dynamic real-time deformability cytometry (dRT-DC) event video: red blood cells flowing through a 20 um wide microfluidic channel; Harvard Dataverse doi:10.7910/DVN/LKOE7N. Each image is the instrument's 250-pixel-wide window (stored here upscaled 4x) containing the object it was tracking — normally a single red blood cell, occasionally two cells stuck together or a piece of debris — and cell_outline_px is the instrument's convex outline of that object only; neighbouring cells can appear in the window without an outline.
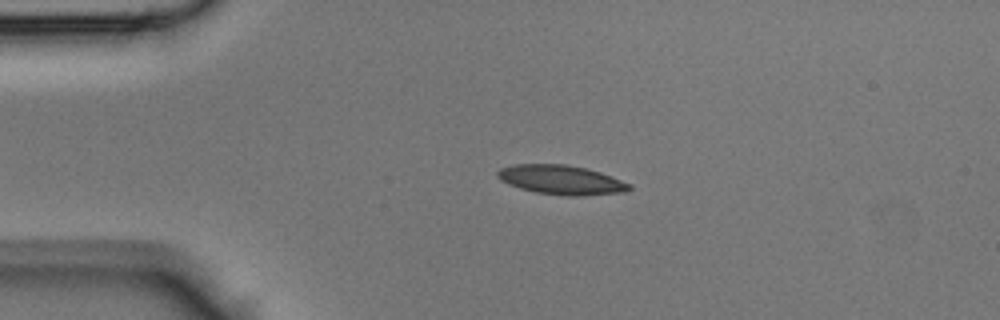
{"species": "Egyptian fruit bat (a non-hibernating species)", "species_latin": "Rousettus aegyptiacus", "temperature_condition": "room temperature", "stored_images_in_passage": 40, "camera_frame_rate_fps": 3000, "um_per_image_px": 0.085, "animal": {"sex": "male"}, "frame": {"image": 1, "passage_image": 10, "time_ms": 3.0, "image_size_px": [1000, 320], "cell_outline_px": [[632, 188], [624, 192], [584, 196], [568, 196], [536, 192], [520, 188], [508, 184], [500, 180], [496, 176], [496, 172], [500, 168], [516, 164], [564, 164], [588, 168], [612, 176], [632, 184]], "centroid_in_image_um": [47.72, 15.29], "position_along_channel_um": 37.3, "area_um2": 22.72}}
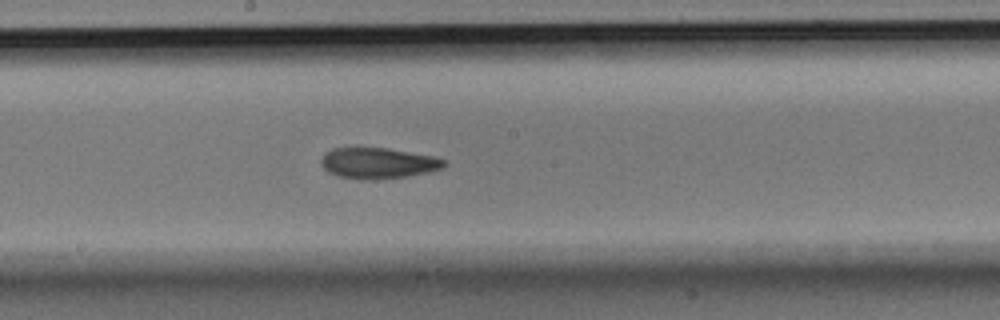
{"frame": {"image": 2, "passage_image": 24, "time_ms": 7.667, "image_size_px": [1000, 320], "cell_outline_px": [[448, 164], [444, 168], [428, 172], [408, 176], [336, 176], [328, 172], [320, 164], [320, 160], [324, 152], [332, 148], [388, 148], [432, 156], [448, 160]], "centroid_in_image_um": [32.17, 13.8], "position_along_channel_um": 216.0, "area_um2": 21.27}}
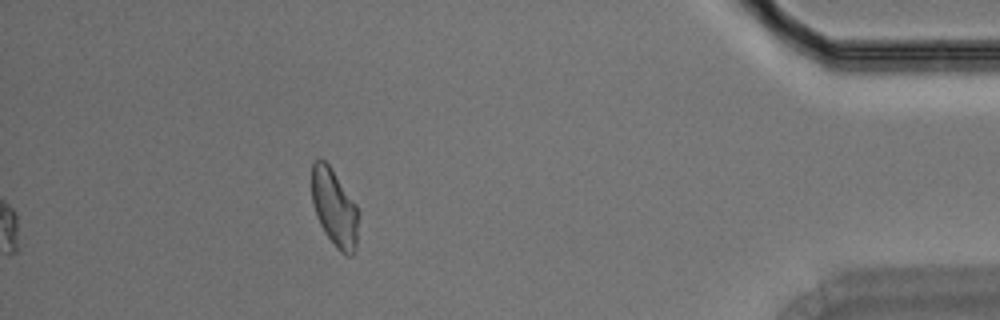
{"frame": {"image": 3, "passage_image": 40, "time_ms": 13.0, "image_size_px": [1000, 320], "cell_outline_px": [[360, 212], [356, 252], [352, 256], [348, 256], [340, 252], [336, 248], [324, 232], [316, 216], [312, 204], [312, 164], [320, 156], [328, 164], [356, 204]], "centroid_in_image_um": [28.45, 17.72], "position_along_channel_um": 406.7, "area_um2": 21.44}}